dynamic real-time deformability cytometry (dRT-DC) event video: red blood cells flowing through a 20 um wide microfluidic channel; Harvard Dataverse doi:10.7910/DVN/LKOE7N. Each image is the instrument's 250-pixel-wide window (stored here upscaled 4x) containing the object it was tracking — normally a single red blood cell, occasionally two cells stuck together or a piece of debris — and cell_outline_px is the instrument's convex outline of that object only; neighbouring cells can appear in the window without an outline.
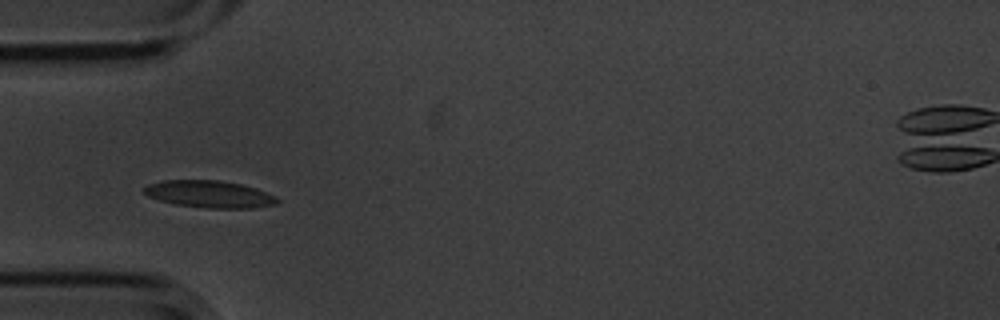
{"species": "common noctule bat (a hibernating species)", "species_latin": "Nyctalus noctula", "temperature_condition": "cold", "stored_images_in_passage": 10, "camera_frame_rate_fps": 3000, "um_per_image_px": 0.085, "animal": {"sex": "male", "body_mass_g": 20.1, "forearm_length_mm": 53.5}, "frame": {"image": 1, "passage_image": 4, "time_ms": 1.0, "image_size_px": [1000, 320], "cell_outline_px": [[280, 200], [276, 204], [252, 208], [208, 208], [176, 204], [160, 200], [148, 196], [144, 192], [144, 188], [148, 184], [164, 180], [220, 180], [240, 184], [256, 188], [276, 196]], "centroid_in_image_um": [17.83, 16.5], "position_along_channel_um": 67.2, "area_um2": 20.92}}
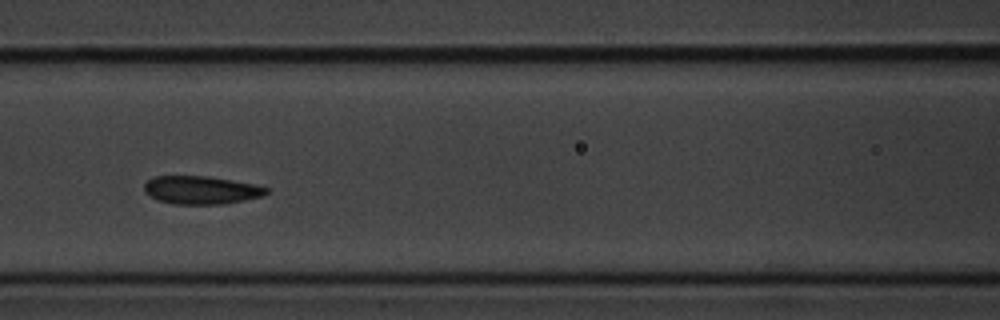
{"frame": {"image": 2, "passage_image": 6, "time_ms": 1.667, "image_size_px": [1000, 320], "cell_outline_px": [[268, 192], [264, 196], [224, 204], [172, 204], [148, 196], [144, 192], [144, 184], [152, 176], [208, 176], [256, 184], [268, 188]], "centroid_in_image_um": [17.09, 16.15], "position_along_channel_um": 149.5, "area_um2": 20.17}}
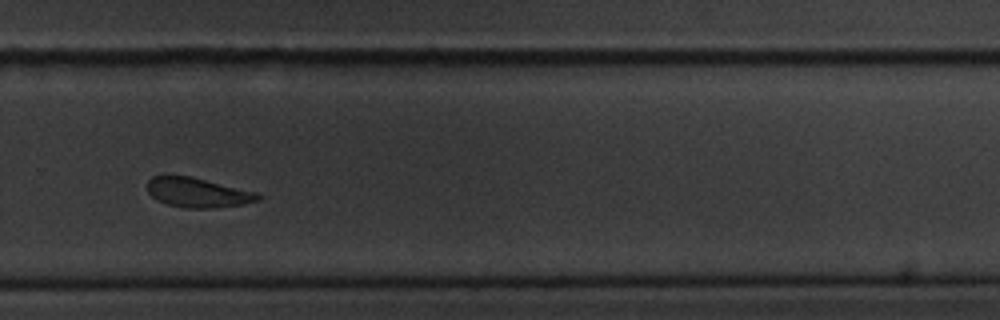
{"frame": {"image": 3, "passage_image": 10, "time_ms": 3.0, "image_size_px": [1000, 320], "cell_outline_px": [[260, 200], [244, 204], [216, 208], [184, 208], [168, 204], [156, 200], [148, 192], [148, 180], [152, 176], [188, 176], [256, 192], [260, 196]], "centroid_in_image_um": [16.79, 16.39], "position_along_channel_um": 313.0, "area_um2": 18.84}}